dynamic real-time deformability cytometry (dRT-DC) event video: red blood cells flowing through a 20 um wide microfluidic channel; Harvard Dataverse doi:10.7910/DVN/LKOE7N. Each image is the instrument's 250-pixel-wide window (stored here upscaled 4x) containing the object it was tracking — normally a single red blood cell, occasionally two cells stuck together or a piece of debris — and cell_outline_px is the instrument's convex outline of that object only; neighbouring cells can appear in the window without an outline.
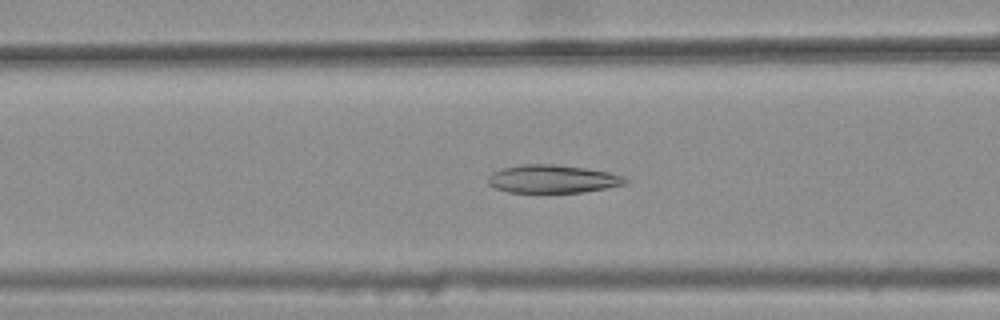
{"species": "common noctule bat (a hibernating species)", "species_latin": "Nyctalus noctula", "temperature_condition": "warm", "stored_images_in_passage": 45, "camera_frame_rate_fps": 3000, "um_per_image_px": 0.085, "animal": {"sex": "female", "body_mass_g": 25.1}, "frame": {"image": 1, "passage_image": 21, "time_ms": 6.667, "image_size_px": [1000, 320], "cell_outline_px": [[632, 180], [628, 184], [584, 192], [508, 192], [496, 188], [488, 184], [488, 176], [492, 172], [500, 168], [520, 164], [556, 164], [584, 168], [608, 172], [624, 176]], "centroid_in_image_um": [47.0, 15.2], "position_along_channel_um": 119.6, "area_um2": 22.72}}
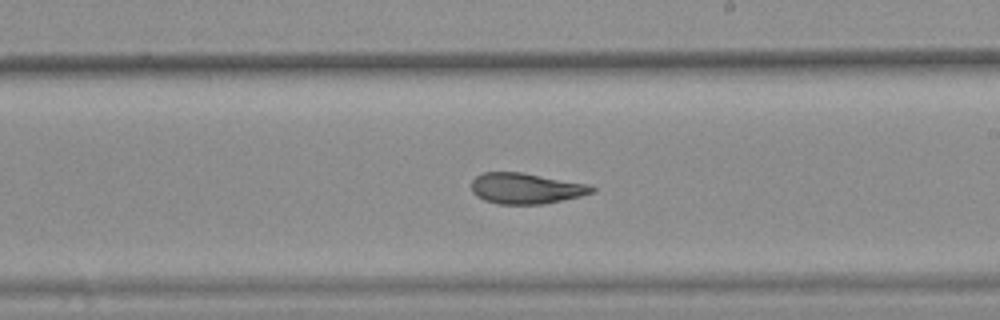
{"frame": {"image": 2, "passage_image": 31, "time_ms": 10.0, "image_size_px": [1000, 320], "cell_outline_px": [[596, 192], [580, 196], [544, 204], [496, 204], [484, 200], [476, 196], [472, 192], [472, 180], [476, 176], [484, 172], [524, 172], [588, 184], [596, 188]], "centroid_in_image_um": [44.71, 16.01], "position_along_channel_um": 244.3, "area_um2": 21.79}}
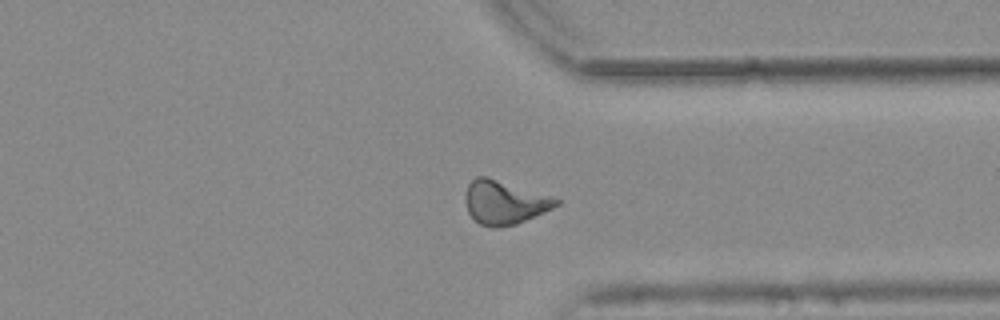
{"frame": {"image": 3, "passage_image": 41, "time_ms": 13.333, "image_size_px": [1000, 320], "cell_outline_px": [[560, 204], [552, 208], [516, 224], [500, 228], [488, 228], [480, 224], [468, 212], [464, 200], [464, 196], [468, 184], [476, 176], [488, 176], [552, 196], [560, 200]], "centroid_in_image_um": [42.85, 17.2], "position_along_channel_um": 368.6, "area_um2": 23.29}, "authors_computed_cell_mechanics": {"area_um2": 22.7154, "velocity_mm_per_s": 3.7501, "shape_relaxation_time_tau1_ms": null, "shape_relaxation_time_tau2_ms": 3.5658, "deformation_change_tau1": null, "deformation_change_tau2": 0.1016}}